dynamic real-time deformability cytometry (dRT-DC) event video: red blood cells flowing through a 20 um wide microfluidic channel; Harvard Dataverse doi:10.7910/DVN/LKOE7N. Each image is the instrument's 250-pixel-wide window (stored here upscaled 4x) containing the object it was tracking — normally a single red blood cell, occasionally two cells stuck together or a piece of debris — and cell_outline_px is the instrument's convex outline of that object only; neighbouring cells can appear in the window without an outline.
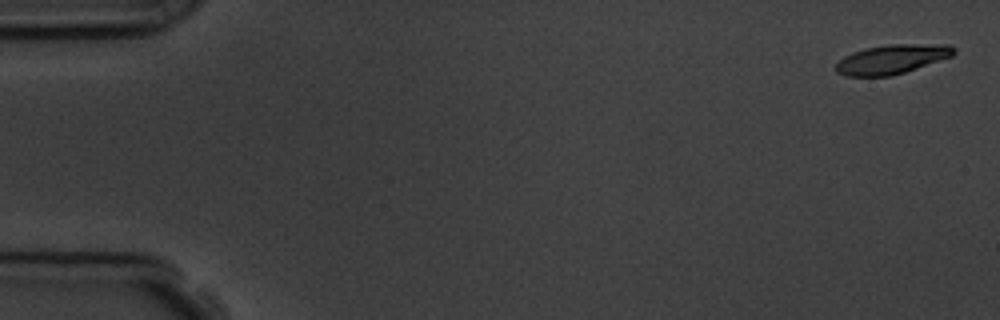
{"species": "common noctule bat (a hibernating species)", "species_latin": "Nyctalus noctula", "temperature_condition": "room temperature", "stored_images_in_passage": 5, "camera_frame_rate_fps": 3000, "um_per_image_px": 0.085, "animal": {"sex": "male", "body_mass_g": 19.5, "forearm_length_mm": 54.6}, "frame": {"image": 1, "passage_image": 1, "time_ms": 0.0, "image_size_px": [1000, 320], "cell_outline_px": [[956, 52], [952, 56], [904, 72], [888, 76], [848, 76], [836, 72], [836, 64], [844, 56], [852, 52], [868, 48], [892, 44], [948, 44]], "centroid_in_image_um": [75.8, 5.03], "position_along_channel_um": 9.2, "area_um2": 19.77}}
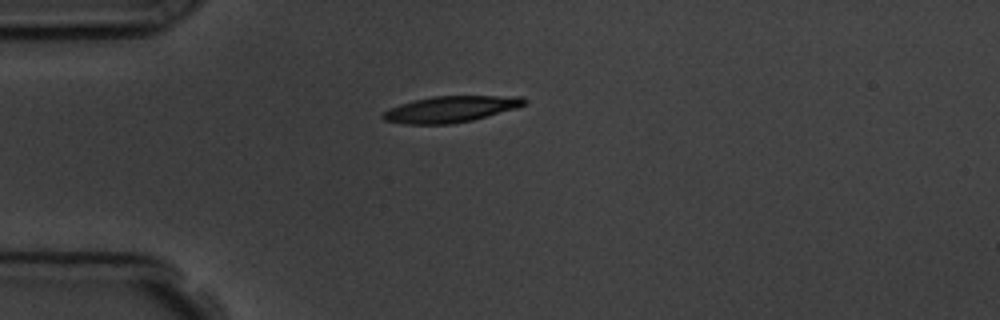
{"frame": {"image": 2, "passage_image": 5, "time_ms": 4.333, "image_size_px": [1000, 320], "cell_outline_px": [[528, 100], [524, 104], [516, 108], [472, 120], [452, 124], [404, 124], [384, 120], [380, 116], [388, 108], [400, 104], [432, 96], [520, 96]], "centroid_in_image_um": [38.28, 9.28], "position_along_channel_um": 46.7, "area_um2": 21.5}}